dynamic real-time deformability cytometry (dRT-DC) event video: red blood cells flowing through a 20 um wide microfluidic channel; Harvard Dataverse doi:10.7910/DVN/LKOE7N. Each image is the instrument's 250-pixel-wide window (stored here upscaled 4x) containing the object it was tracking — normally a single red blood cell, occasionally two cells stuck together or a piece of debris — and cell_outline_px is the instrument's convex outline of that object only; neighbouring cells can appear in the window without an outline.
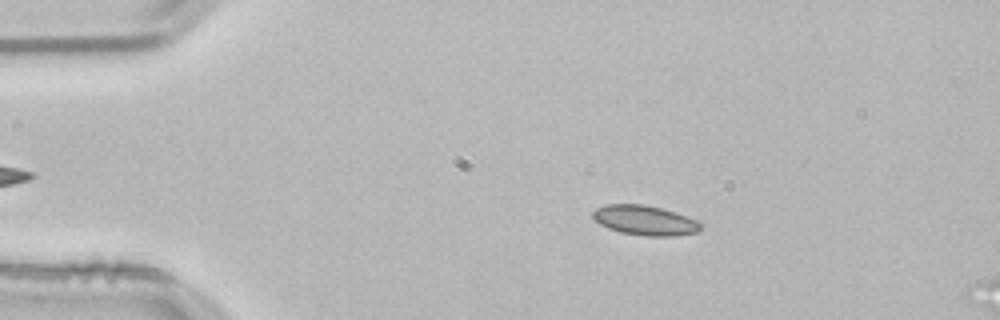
{"species": "common noctule bat (a hibernating species)", "species_latin": "Nyctalus noctula", "temperature_condition": "room temperature", "stored_images_in_passage": 12, "segment_of_instrument_passage": [1, 2], "camera_frame_rate_fps": 3000, "um_per_image_px": 0.085, "animal": {"sex": "male", "body_mass_g": 21.5, "forearm_length_mm": 52.0}, "frame": {"image": 1, "passage_image": 9, "time_ms": 2.667, "image_size_px": [1000, 320], "cell_outline_px": [[700, 228], [696, 232], [676, 236], [644, 236], [620, 232], [608, 228], [600, 224], [592, 216], [592, 212], [596, 208], [604, 204], [644, 204], [676, 212], [696, 220], [700, 224]], "centroid_in_image_um": [54.78, 18.72], "position_along_channel_um": 30.2, "area_um2": 18.67}}